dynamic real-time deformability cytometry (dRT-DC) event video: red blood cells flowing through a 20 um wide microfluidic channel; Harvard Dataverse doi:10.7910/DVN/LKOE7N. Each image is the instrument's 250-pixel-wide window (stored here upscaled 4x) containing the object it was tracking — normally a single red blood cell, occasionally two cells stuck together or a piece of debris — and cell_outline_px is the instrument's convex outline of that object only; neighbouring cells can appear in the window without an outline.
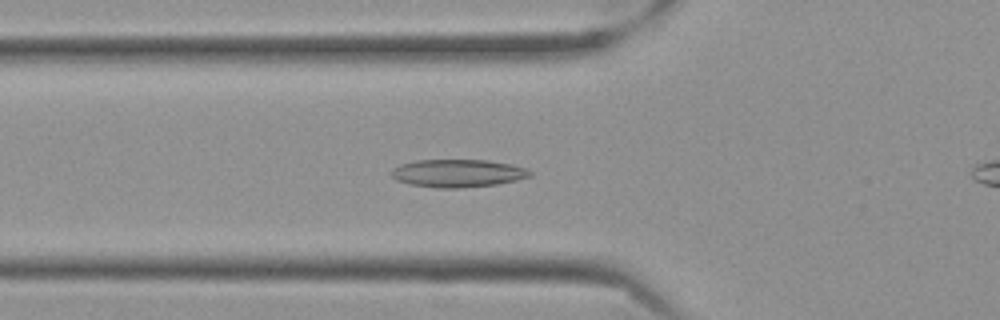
{"species": "Egyptian fruit bat (a non-hibernating species)", "species_latin": "Rousettus aegyptiacus", "temperature_condition": "cold", "stored_images_in_passage": 58, "camera_frame_rate_fps": 3000, "um_per_image_px": 0.085, "frame": {"image": 1, "passage_image": 20, "time_ms": 6.333, "image_size_px": [1000, 320], "cell_outline_px": [[532, 176], [516, 180], [496, 184], [456, 188], [436, 188], [412, 184], [396, 180], [392, 176], [392, 168], [400, 164], [416, 160], [488, 160], [512, 164], [524, 168], [532, 172]], "centroid_in_image_um": [38.91, 14.72], "position_along_channel_um": 86.9, "area_um2": 22.37}}
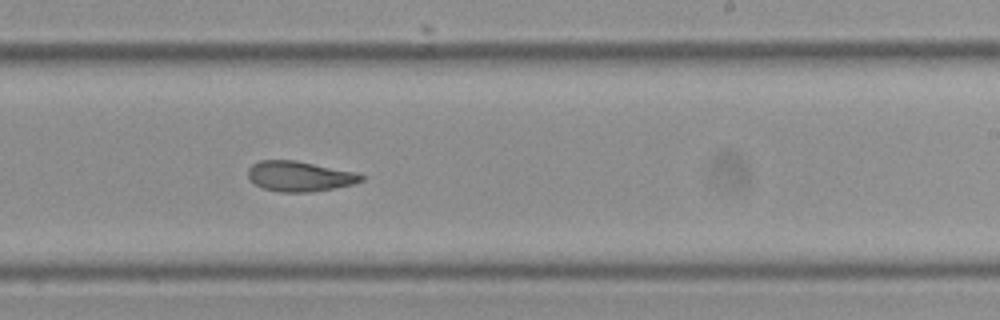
{"frame": {"image": 2, "passage_image": 35, "time_ms": 11.333, "image_size_px": [1000, 320], "cell_outline_px": [[364, 180], [352, 184], [336, 188], [312, 192], [280, 192], [264, 188], [248, 180], [248, 168], [252, 164], [260, 160], [296, 160], [352, 172], [364, 176]], "centroid_in_image_um": [25.42, 14.99], "position_along_channel_um": 263.6, "area_um2": 19.83}}
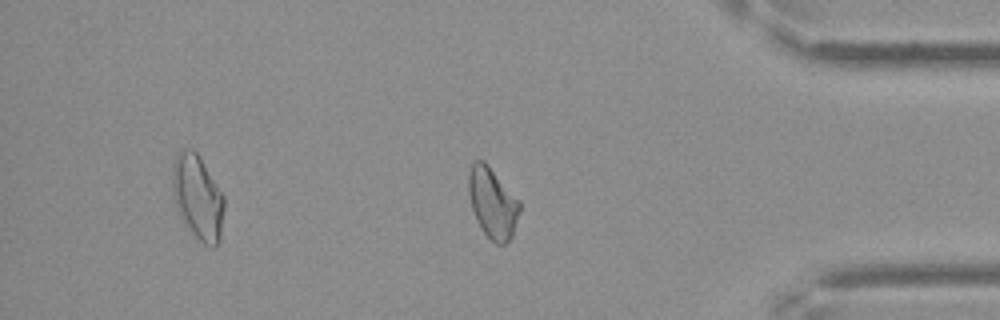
{"frame": {"image": 3, "passage_image": 48, "time_ms": 15.667, "image_size_px": [1000, 320], "cell_outline_px": [[520, 212], [512, 236], [504, 244], [496, 244], [484, 232], [476, 220], [472, 208], [468, 192], [468, 176], [472, 164], [476, 160], [484, 160], [520, 200]], "centroid_in_image_um": [41.88, 17.23], "position_along_channel_um": 393.3, "area_um2": 20.92}, "authors_computed_cell_mechanics": {"area_um2": 21.1837, "velocity_mm_per_s": 3.5183, "shape_relaxation_time_tau1_ms": null, "shape_relaxation_time_tau2_ms": 4.1175, "deformation_change_tau1": null, "deformation_change_tau2": 0.1139}}